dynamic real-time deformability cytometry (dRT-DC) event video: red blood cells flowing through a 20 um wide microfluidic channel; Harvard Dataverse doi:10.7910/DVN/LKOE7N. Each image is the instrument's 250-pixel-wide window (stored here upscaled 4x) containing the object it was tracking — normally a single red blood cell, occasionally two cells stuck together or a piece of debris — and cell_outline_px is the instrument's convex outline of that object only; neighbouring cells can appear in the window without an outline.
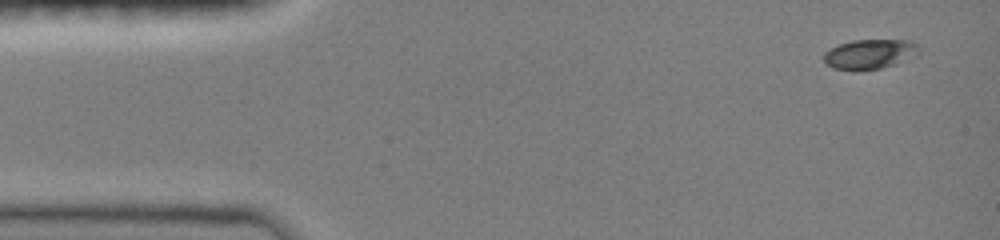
{"species": "common noctule bat (a hibernating species)", "species_latin": "Nyctalus noctula", "temperature_condition": "room temperature", "stored_images_in_passage": 4, "camera_frame_rate_fps": 3000, "um_per_image_px": 0.085, "animal": {"sex": "female", "body_mass_g": 19.0, "forearm_length_mm": 51.5}, "frame": {"image": 1, "passage_image": 1, "time_ms": 0.0, "image_size_px": [1000, 240], "cell_outline_px": [[920, 52], [916, 56], [880, 68], [832, 68], [824, 60], [824, 52], [840, 44], [852, 40], [908, 40], [916, 44], [920, 48]], "centroid_in_image_um": [73.97, 4.55], "position_along_channel_um": 11.0, "area_um2": 15.84}}
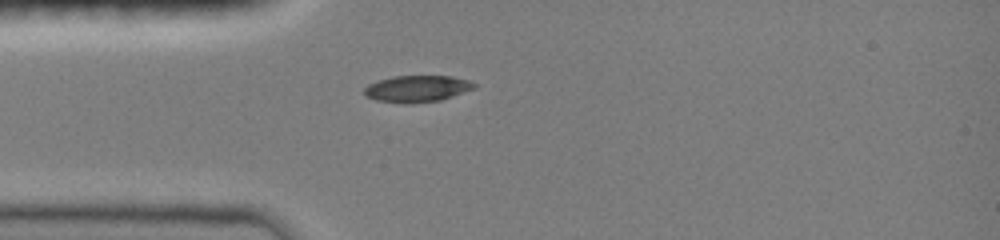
{"frame": {"image": 2, "passage_image": 4, "time_ms": 3.333, "image_size_px": [1000, 240], "cell_outline_px": [[476, 88], [440, 100], [404, 104], [376, 100], [364, 96], [364, 88], [368, 84], [392, 76], [452, 76], [468, 80], [476, 84]], "centroid_in_image_um": [35.43, 7.54], "position_along_channel_um": 49.6, "area_um2": 17.05}}